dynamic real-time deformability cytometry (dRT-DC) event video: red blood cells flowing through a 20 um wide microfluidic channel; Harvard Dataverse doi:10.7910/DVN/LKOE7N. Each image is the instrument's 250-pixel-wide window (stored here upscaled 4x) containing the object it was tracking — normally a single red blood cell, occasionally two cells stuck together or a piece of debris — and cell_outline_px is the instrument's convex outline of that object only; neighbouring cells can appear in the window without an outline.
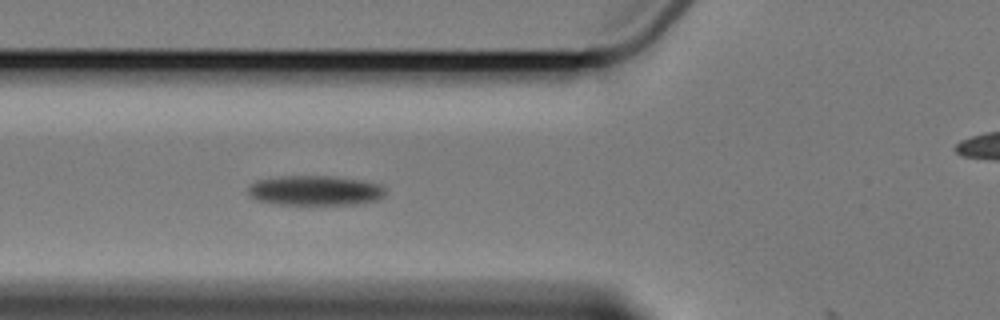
{"species": "Egyptian fruit bat (a non-hibernating species)", "species_latin": "Rousettus aegyptiacus", "temperature_condition": "cold", "stored_images_in_passage": 7, "camera_frame_rate_fps": 3000, "um_per_image_px": 0.085, "animal": {"sex": "female"}, "frame": {"image": 1, "passage_image": 6, "time_ms": 7.333, "image_size_px": [1000, 320], "cell_outline_px": [[384, 196], [380, 200], [356, 204], [280, 204], [256, 200], [248, 196], [248, 188], [256, 180], [280, 176], [332, 176], [360, 180], [380, 184], [384, 188]], "centroid_in_image_um": [26.78, 16.19], "position_along_channel_um": 99.0, "area_um2": 23.93}}